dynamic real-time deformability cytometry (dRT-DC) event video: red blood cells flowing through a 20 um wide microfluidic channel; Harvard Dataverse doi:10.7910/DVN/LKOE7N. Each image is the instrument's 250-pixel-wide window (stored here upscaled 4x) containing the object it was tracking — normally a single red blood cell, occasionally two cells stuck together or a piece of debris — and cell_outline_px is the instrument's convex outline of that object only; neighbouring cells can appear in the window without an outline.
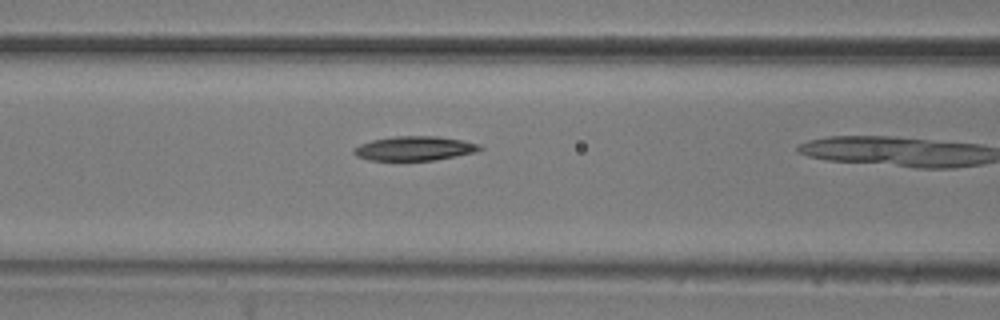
{"species": "common noctule bat (a hibernating species)", "species_latin": "Nyctalus noctula", "temperature_condition": "room temperature", "stored_images_in_passage": 13, "camera_frame_rate_fps": 3000, "um_per_image_px": 0.085, "animal": {"sex": "male", "body_mass_g": 20.5, "forearm_length_mm": 52.5}, "frame": {"image": 1, "passage_image": 8, "time_ms": 2.333, "image_size_px": [1000, 320], "cell_outline_px": [[484, 148], [476, 152], [436, 160], [368, 160], [356, 156], [352, 152], [352, 148], [360, 144], [372, 140], [396, 136], [436, 136], [460, 140], [480, 144]], "centroid_in_image_um": [35.21, 12.62], "position_along_channel_um": 131.4, "area_um2": 17.86}}
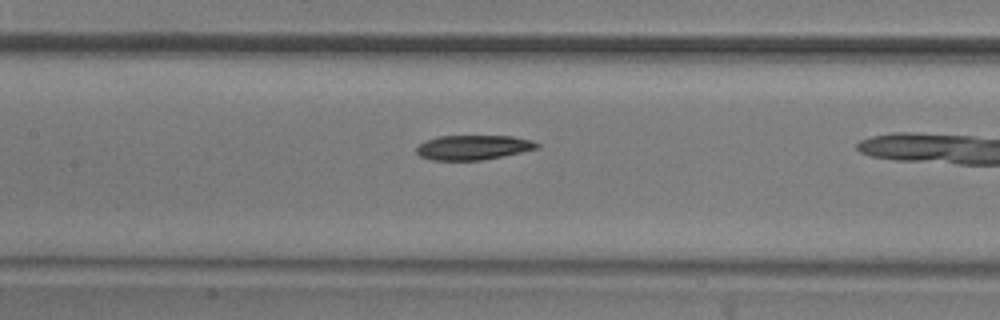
{"frame": {"image": 2, "passage_image": 11, "time_ms": 3.333, "image_size_px": [1000, 320], "cell_outline_px": [[540, 148], [480, 160], [432, 160], [420, 156], [416, 152], [416, 148], [420, 144], [436, 136], [512, 136], [532, 140], [540, 144]], "centroid_in_image_um": [40.23, 12.52], "position_along_channel_um": 167.2, "area_um2": 17.17}}